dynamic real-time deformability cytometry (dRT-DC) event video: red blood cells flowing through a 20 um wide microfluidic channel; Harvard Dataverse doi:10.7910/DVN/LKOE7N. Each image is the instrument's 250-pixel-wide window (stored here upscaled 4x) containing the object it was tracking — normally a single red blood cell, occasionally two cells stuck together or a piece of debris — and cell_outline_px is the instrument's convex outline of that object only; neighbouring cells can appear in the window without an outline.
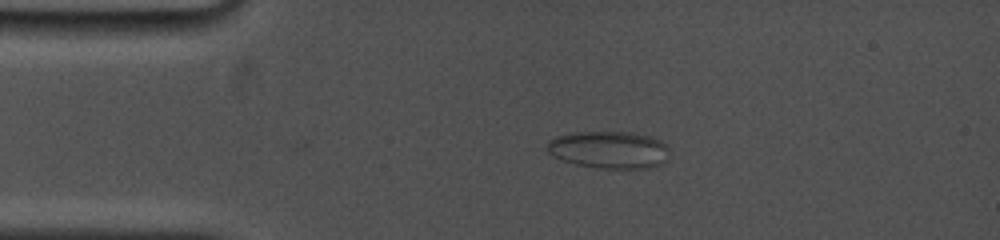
{"species": "common noctule bat (a hibernating species)", "species_latin": "Nyctalus noctula", "temperature_condition": "cold", "stored_images_in_passage": 6, "camera_frame_rate_fps": 5000, "um_per_image_px": 0.085, "animal": {"sex": "female", "body_mass_g": 19.0, "forearm_length_mm": 53.3}, "frame": {"image": 1, "passage_image": 6, "time_ms": 4.8, "image_size_px": [1000, 240], "cell_outline_px": [[668, 160], [660, 164], [648, 168], [596, 168], [576, 164], [560, 160], [552, 156], [548, 152], [548, 140], [556, 136], [572, 132], [632, 132], [648, 136], [660, 140], [668, 144]], "centroid_in_image_um": [51.77, 12.73], "position_along_channel_um": 33.2, "area_um2": 26.82}}